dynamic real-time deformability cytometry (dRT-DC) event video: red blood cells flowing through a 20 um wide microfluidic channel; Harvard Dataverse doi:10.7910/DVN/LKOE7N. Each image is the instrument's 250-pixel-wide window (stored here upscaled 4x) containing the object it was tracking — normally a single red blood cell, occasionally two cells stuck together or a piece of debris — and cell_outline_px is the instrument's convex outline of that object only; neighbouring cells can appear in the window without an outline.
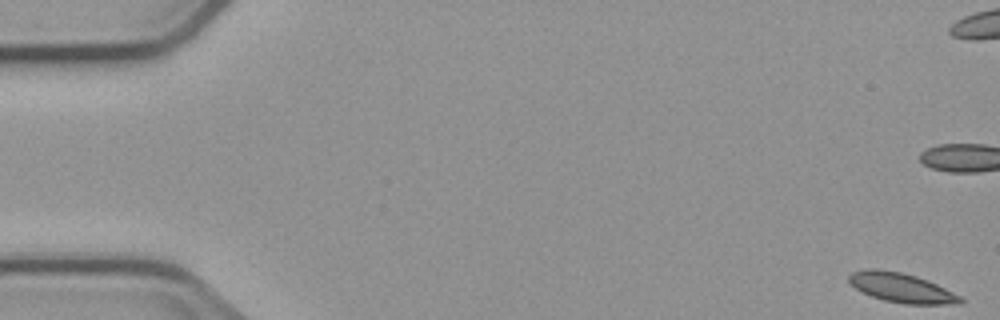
{"species": "common noctule bat (a hibernating species)", "species_latin": "Nyctalus noctula", "temperature_condition": "cold", "stored_images_in_passage": 5, "camera_frame_rate_fps": 3000, "um_per_image_px": 0.085, "animal": {"sex": "male", "body_mass_g": 23.1, "forearm_length_mm": 52.7}, "frame": {"image": 1, "passage_image": 1, "time_ms": 0.0, "image_size_px": [1000, 320], "cell_outline_px": [[964, 304], [904, 304], [884, 300], [872, 296], [856, 288], [848, 280], [848, 276], [852, 272], [868, 268], [876, 268], [900, 272], [916, 276], [936, 284], [960, 296], [964, 300]], "centroid_in_image_um": [76.63, 24.46], "position_along_channel_um": 8.4, "area_um2": 18.96}}